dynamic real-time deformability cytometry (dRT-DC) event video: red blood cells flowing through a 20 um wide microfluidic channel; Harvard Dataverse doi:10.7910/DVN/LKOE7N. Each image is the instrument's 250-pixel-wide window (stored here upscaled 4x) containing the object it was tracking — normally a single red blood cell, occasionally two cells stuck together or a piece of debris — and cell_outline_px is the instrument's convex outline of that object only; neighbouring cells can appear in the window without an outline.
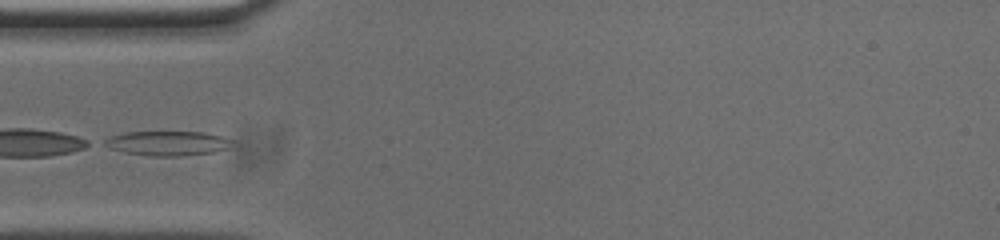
{"species": "common noctule bat (a hibernating species)", "species_latin": "Nyctalus noctula", "temperature_condition": "cold", "stored_images_in_passage": 36, "camera_frame_rate_fps": 3000, "um_per_image_px": 0.085, "animal": {"sex": "male", "body_mass_g": 20.0, "forearm_length_mm": 53.3}, "frame": {"image": 1, "passage_image": 1, "time_ms": 0.0, "image_size_px": [1000, 240], "cell_outline_px": [[232, 140], [228, 148], [212, 152], [180, 156], [152, 156], [124, 152], [108, 148], [100, 144], [104, 140], [112, 136], [124, 132], [204, 132], [220, 136]], "centroid_in_image_um": [14.17, 12.18], "position_along_channel_um": 70.8, "area_um2": 18.15}}